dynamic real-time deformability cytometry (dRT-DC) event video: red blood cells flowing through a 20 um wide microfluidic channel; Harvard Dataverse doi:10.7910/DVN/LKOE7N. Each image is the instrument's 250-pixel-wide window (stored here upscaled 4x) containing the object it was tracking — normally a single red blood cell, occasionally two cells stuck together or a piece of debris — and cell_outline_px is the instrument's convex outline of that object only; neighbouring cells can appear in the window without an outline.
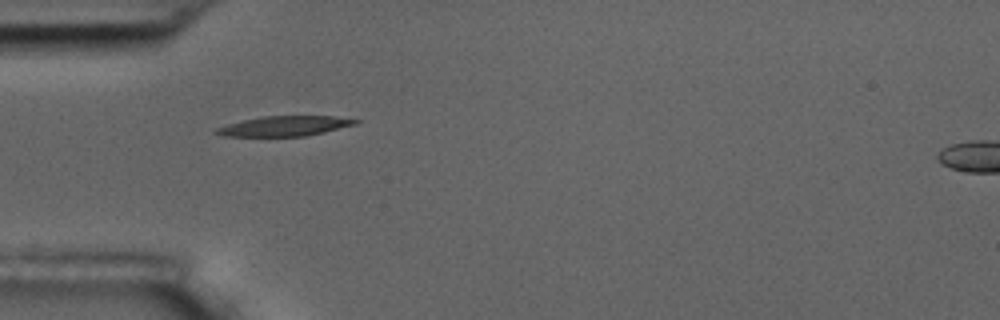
{"species": "common noctule bat (a hibernating species)", "species_latin": "Nyctalus noctula", "temperature_condition": "room temperature", "stored_images_in_passage": 40, "camera_frame_rate_fps": 3000, "um_per_image_px": 0.085, "animal": {"sex": "male", "body_mass_g": 17.5, "forearm_length_mm": 52.3}, "frame": {"image": 1, "passage_image": 1, "time_ms": 0.0, "image_size_px": [1000, 320], "cell_outline_px": [[360, 120], [356, 124], [324, 132], [304, 136], [224, 136], [212, 132], [216, 128], [228, 124], [244, 120], [264, 116], [336, 116]], "centroid_in_image_um": [24.19, 10.71], "position_along_channel_um": 60.8, "area_um2": 16.07}}
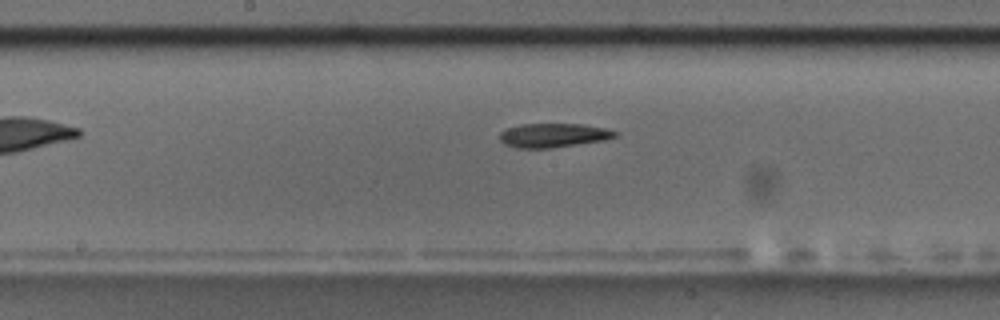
{"frame": {"image": 2, "passage_image": 13, "time_ms": 4.0, "image_size_px": [1000, 320], "cell_outline_px": [[620, 132], [616, 136], [604, 140], [548, 148], [516, 148], [504, 144], [500, 140], [500, 132], [504, 128], [520, 124], [584, 124], [604, 128]], "centroid_in_image_um": [47.0, 11.49], "position_along_channel_um": 201.2, "area_um2": 16.18}}
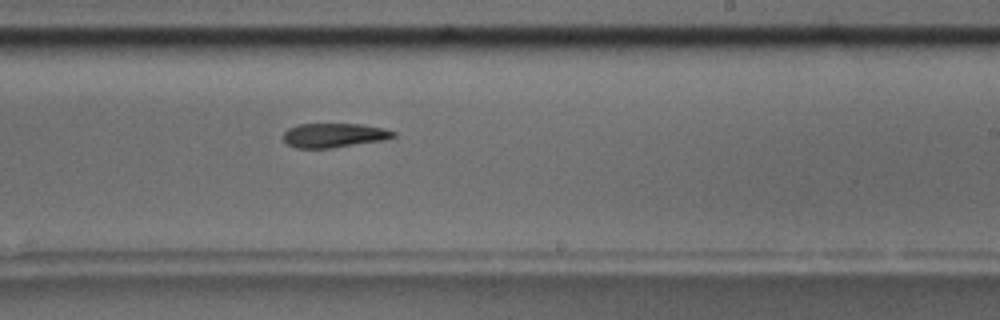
{"frame": {"image": 3, "passage_image": 18, "time_ms": 5.667, "image_size_px": [1000, 320], "cell_outline_px": [[396, 136], [384, 140], [332, 148], [296, 148], [288, 144], [284, 140], [284, 132], [288, 128], [296, 124], [360, 124], [380, 128], [396, 132]], "centroid_in_image_um": [28.37, 11.5], "position_along_channel_um": 260.6, "area_um2": 15.49}, "authors_computed_cell_mechanics": {"area_um2": 16.4152, "velocity_mm_per_s": 3.5841, "shape_relaxation_time_tau1_ms": 5.0491, "shape_relaxation_time_tau2_ms": null, "deformation_change_tau1": 0.1595, "deformation_change_tau2": null}}